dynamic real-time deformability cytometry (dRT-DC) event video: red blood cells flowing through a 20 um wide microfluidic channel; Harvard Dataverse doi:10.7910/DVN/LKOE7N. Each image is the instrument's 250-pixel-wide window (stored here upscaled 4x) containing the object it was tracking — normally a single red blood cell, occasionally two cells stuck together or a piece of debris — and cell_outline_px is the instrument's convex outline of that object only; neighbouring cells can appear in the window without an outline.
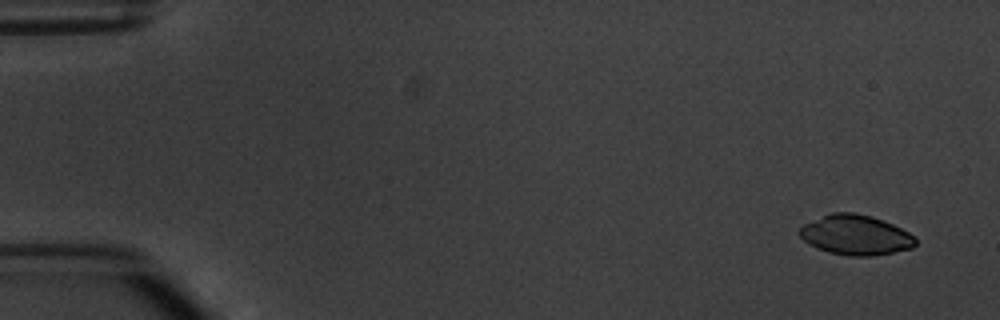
{"species": "common noctule bat (a hibernating species)", "species_latin": "Nyctalus noctula", "temperature_condition": "warm", "stored_images_in_passage": 4, "camera_frame_rate_fps": 3000, "um_per_image_px": 0.085, "animal": {"sex": "male", "body_mass_g": 20.1, "forearm_length_mm": 53.5}, "frame": {"image": 1, "passage_image": 1, "time_ms": 0.0, "image_size_px": [1000, 320], "cell_outline_px": [[916, 244], [912, 248], [872, 256], [848, 256], [828, 252], [816, 248], [804, 240], [800, 236], [800, 228], [804, 224], [832, 212], [856, 212], [872, 216], [884, 220], [916, 236]], "centroid_in_image_um": [72.75, 19.97], "position_along_channel_um": 12.3, "area_um2": 26.99}}